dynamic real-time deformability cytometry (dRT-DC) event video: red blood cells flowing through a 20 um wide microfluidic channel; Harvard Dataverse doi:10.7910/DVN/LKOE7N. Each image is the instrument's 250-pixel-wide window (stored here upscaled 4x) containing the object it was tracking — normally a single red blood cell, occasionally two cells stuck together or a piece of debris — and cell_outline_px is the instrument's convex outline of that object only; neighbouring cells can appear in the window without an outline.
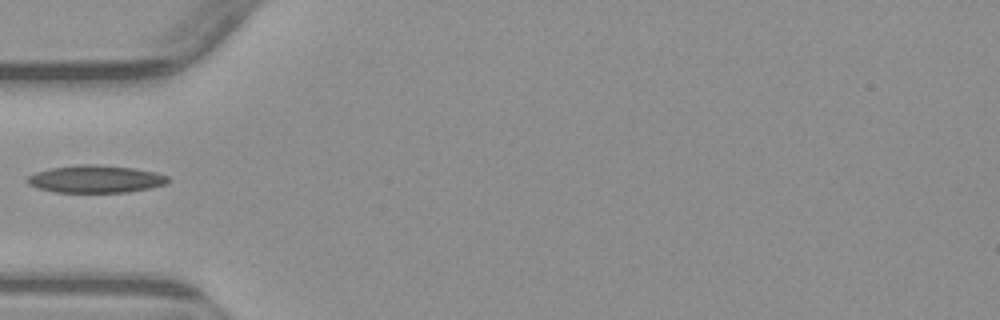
{"species": "common noctule bat (a hibernating species)", "species_latin": "Nyctalus noctula", "temperature_condition": "warm", "stored_images_in_passage": 2, "camera_frame_rate_fps": 3000, "um_per_image_px": 0.085, "animal": {"sex": "male", "body_mass_g": 23.1, "forearm_length_mm": 52.7}, "frame": {"image": 1, "passage_image": 2, "time_ms": 1.333, "image_size_px": [1000, 320], "cell_outline_px": [[172, 180], [164, 184], [148, 188], [128, 192], [56, 192], [40, 188], [28, 184], [24, 180], [28, 176], [36, 172], [52, 168], [76, 164], [96, 164], [132, 168], [156, 172], [168, 176]], "centroid_in_image_um": [8.12, 15.21], "position_along_channel_um": 76.9, "area_um2": 22.48}}